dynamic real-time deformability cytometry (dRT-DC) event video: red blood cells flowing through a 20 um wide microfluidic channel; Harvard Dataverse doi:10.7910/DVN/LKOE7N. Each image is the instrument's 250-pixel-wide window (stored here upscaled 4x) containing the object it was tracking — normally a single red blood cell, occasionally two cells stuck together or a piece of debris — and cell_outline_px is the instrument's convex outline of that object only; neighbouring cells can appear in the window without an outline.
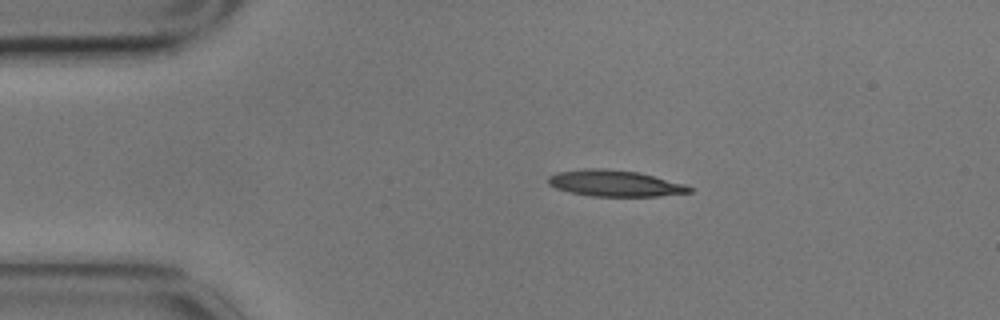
{"species": "common noctule bat (a hibernating species)", "species_latin": "Nyctalus noctula", "temperature_condition": "cold", "stored_images_in_passage": 2, "camera_frame_rate_fps": 3000, "um_per_image_px": 0.085, "animal": {"sex": "male", "body_mass_g": 17.9}, "frame": {"image": 1, "passage_image": 2, "time_ms": 0.333, "image_size_px": [1000, 320], "cell_outline_px": [[692, 192], [660, 196], [592, 196], [568, 192], [556, 188], [548, 184], [548, 176], [556, 172], [584, 168], [604, 168], [640, 172], [684, 184], [692, 188]], "centroid_in_image_um": [52.23, 15.57], "position_along_channel_um": 32.8, "area_um2": 21.73}}